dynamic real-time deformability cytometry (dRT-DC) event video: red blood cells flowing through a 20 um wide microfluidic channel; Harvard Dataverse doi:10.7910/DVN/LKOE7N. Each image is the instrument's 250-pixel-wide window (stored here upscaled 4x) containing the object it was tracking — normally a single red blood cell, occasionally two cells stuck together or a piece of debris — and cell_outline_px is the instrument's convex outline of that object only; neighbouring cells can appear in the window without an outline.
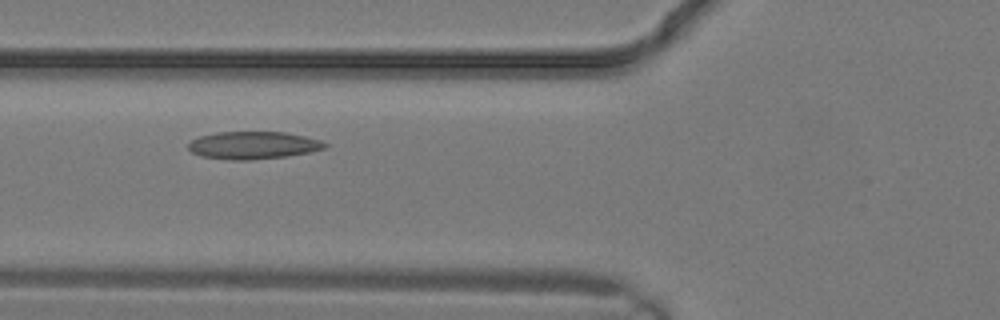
{"species": "common noctule bat (a hibernating species)", "species_latin": "Nyctalus noctula", "temperature_condition": "warm", "stored_images_in_passage": 6, "camera_frame_rate_fps": 3000, "um_per_image_px": 0.085, "animal": {"sex": "male", "body_mass_g": 19.2, "forearm_length_mm": 51.8}, "frame": {"image": 1, "passage_image": 3, "time_ms": 0.667, "image_size_px": [1000, 320], "cell_outline_px": [[328, 148], [308, 152], [284, 156], [252, 160], [232, 160], [200, 156], [192, 152], [188, 148], [188, 144], [192, 140], [200, 136], [216, 132], [284, 132], [304, 136], [320, 140], [328, 144]], "centroid_in_image_um": [21.52, 12.35], "position_along_channel_um": 104.3, "area_um2": 21.85}}
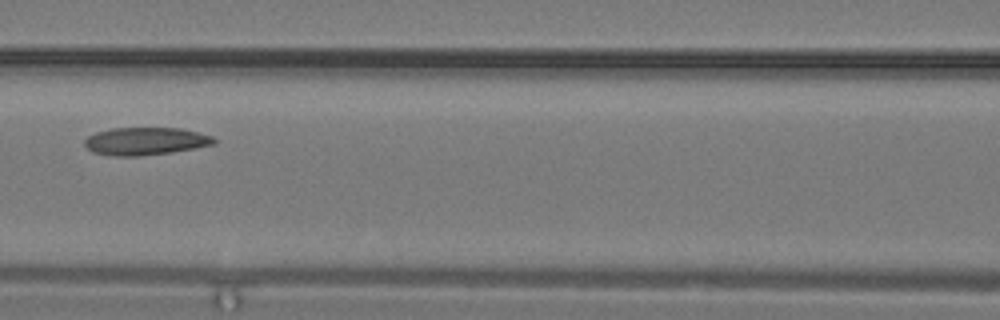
{"frame": {"image": 2, "passage_image": 5, "time_ms": 1.333, "image_size_px": [1000, 320], "cell_outline_px": [[216, 144], [196, 148], [172, 152], [140, 156], [112, 156], [92, 152], [84, 144], [84, 140], [88, 136], [96, 132], [112, 128], [180, 128], [212, 136], [216, 140]], "centroid_in_image_um": [12.36, 12.01], "position_along_channel_um": 154.2, "area_um2": 20.92}}